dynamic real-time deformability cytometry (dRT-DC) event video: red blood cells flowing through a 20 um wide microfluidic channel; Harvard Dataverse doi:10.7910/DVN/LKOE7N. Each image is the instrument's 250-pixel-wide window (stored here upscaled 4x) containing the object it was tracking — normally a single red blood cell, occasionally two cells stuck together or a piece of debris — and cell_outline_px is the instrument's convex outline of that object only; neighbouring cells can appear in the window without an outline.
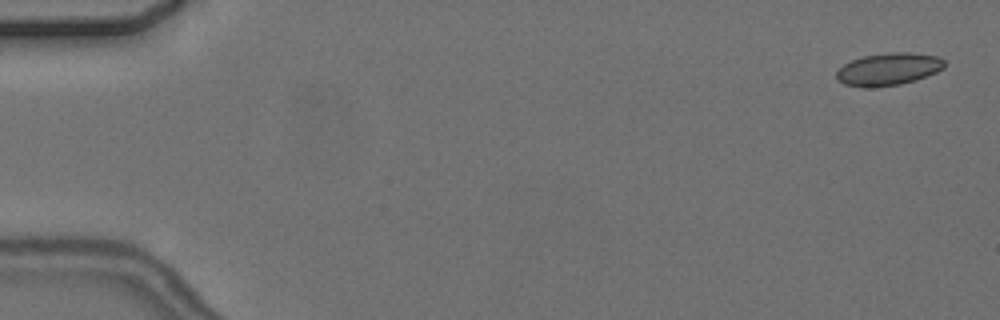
{"species": "common noctule bat (a hibernating species)", "species_latin": "Nyctalus noctula", "temperature_condition": "cold", "stored_images_in_passage": 5, "camera_frame_rate_fps": 3000, "um_per_image_px": 0.085, "animal": {"sex": "female", "body_mass_g": 24.6, "forearm_length_mm": 56.2}, "frame": {"image": 1, "passage_image": 1, "time_ms": 0.0, "image_size_px": [1000, 320], "cell_outline_px": [[944, 68], [936, 72], [916, 80], [900, 84], [860, 88], [844, 84], [836, 80], [836, 72], [844, 64], [852, 60], [864, 56], [888, 52], [908, 52], [940, 56], [944, 60]], "centroid_in_image_um": [75.51, 5.87], "position_along_channel_um": 9.5, "area_um2": 20.46}}